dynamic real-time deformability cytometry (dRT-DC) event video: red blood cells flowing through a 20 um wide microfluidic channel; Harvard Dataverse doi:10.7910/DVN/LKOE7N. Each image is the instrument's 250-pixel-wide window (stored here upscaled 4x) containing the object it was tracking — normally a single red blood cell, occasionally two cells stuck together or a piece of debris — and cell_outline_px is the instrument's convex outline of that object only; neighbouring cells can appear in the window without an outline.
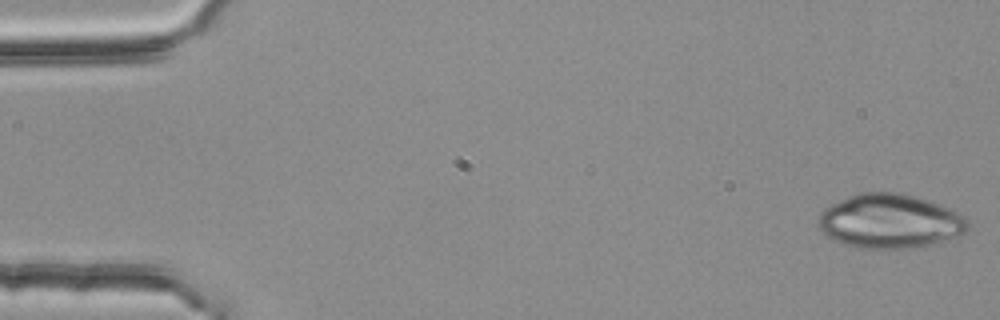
{"species": "common noctule bat (a hibernating species)", "species_latin": "Nyctalus noctula", "temperature_condition": "room temperature", "stored_images_in_passage": 52, "camera_frame_rate_fps": 3000, "um_per_image_px": 0.085, "animal": {"sex": "female", "body_mass_g": 25.1}, "frame": {"image": 1, "passage_image": 1, "time_ms": 0.0, "image_size_px": [1000, 320], "cell_outline_px": [[968, 228], [960, 236], [936, 244], [912, 248], [860, 248], [844, 244], [832, 240], [820, 228], [820, 212], [824, 208], [840, 200], [860, 192], [904, 192], [940, 204], [960, 212], [968, 220]], "centroid_in_image_um": [75.7, 18.8], "position_along_channel_um": 9.3, "area_um2": 47.51}}
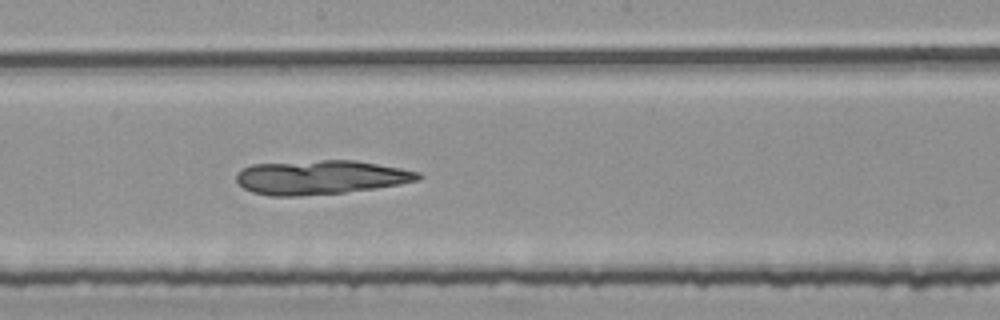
{"frame": {"image": 2, "passage_image": 29, "time_ms": 9.333, "image_size_px": [1000, 320], "cell_outline_px": [[424, 176], [420, 180], [400, 184], [376, 188], [344, 192], [300, 196], [268, 196], [252, 192], [244, 188], [236, 180], [236, 176], [244, 168], [252, 164], [320, 160], [356, 160], [400, 168], [420, 172]], "centroid_in_image_um": [27.28, 15.07], "position_along_channel_um": 220.9, "area_um2": 36.18}}
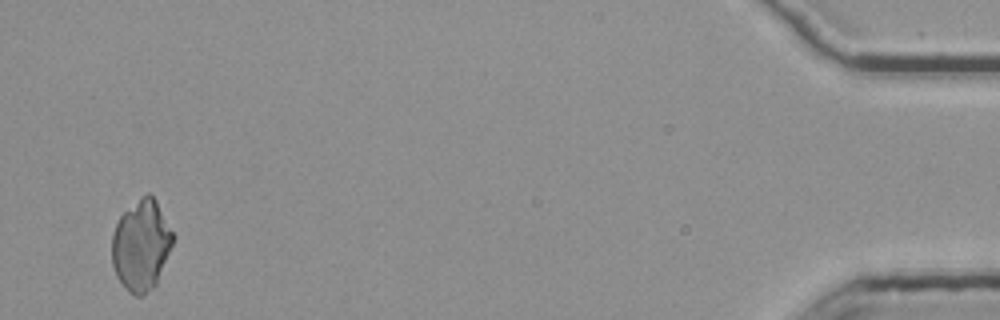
{"frame": {"image": 3, "passage_image": 52, "time_ms": 17.0, "image_size_px": [1000, 320], "cell_outline_px": [[176, 236], [156, 284], [144, 296], [136, 296], [116, 276], [112, 264], [112, 232], [120, 216], [124, 212], [148, 192], [156, 200]], "centroid_in_image_um": [12.02, 20.84], "position_along_channel_um": 423.2, "area_um2": 31.96}}